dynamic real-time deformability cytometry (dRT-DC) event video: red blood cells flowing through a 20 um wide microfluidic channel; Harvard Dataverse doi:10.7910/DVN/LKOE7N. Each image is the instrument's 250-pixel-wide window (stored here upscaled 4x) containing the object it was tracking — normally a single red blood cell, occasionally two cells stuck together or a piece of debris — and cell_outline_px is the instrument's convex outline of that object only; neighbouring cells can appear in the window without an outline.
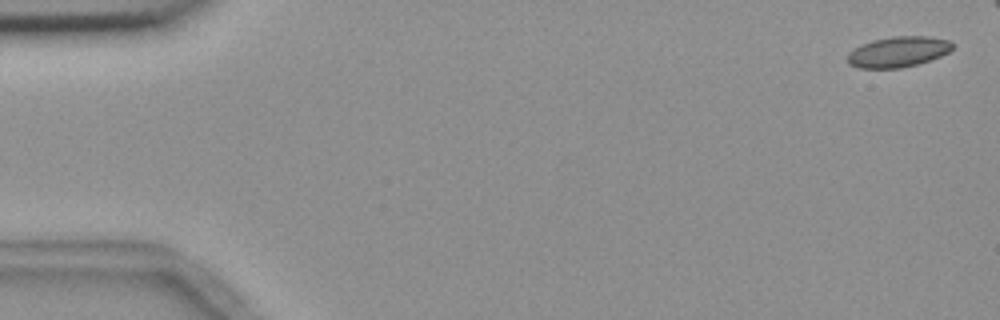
{"species": "common noctule bat (a hibernating species)", "species_latin": "Nyctalus noctula", "temperature_condition": "room temperature", "stored_images_in_passage": 6, "camera_frame_rate_fps": 3000, "um_per_image_px": 0.085, "animal": {"sex": "female", "body_mass_g": 18.4}, "frame": {"image": 1, "passage_image": 1, "time_ms": 0.0, "image_size_px": [1000, 320], "cell_outline_px": [[952, 48], [948, 52], [940, 56], [916, 64], [900, 68], [860, 68], [848, 64], [848, 52], [860, 44], [872, 40], [892, 36], [928, 36], [952, 40]], "centroid_in_image_um": [76.32, 4.39], "position_along_channel_um": 8.7, "area_um2": 18.73}}